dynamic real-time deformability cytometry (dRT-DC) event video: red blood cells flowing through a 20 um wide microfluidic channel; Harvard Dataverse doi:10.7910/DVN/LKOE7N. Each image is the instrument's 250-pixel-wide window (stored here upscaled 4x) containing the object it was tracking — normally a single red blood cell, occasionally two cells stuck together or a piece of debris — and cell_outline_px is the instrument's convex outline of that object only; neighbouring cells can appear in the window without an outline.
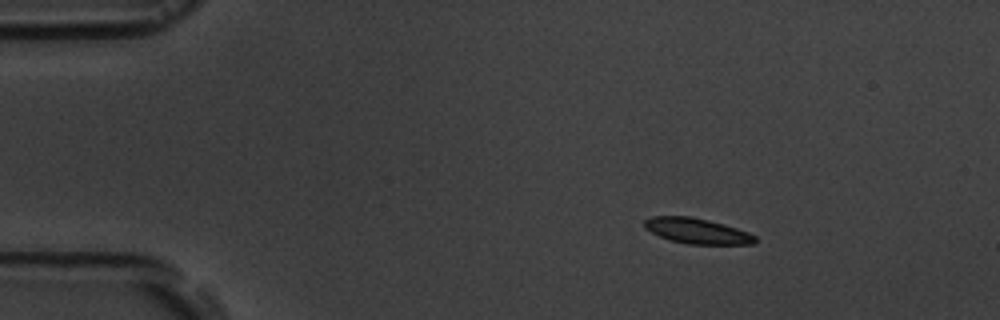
{"species": "common noctule bat (a hibernating species)", "species_latin": "Nyctalus noctula", "temperature_condition": "room temperature", "stored_images_in_passage": 5, "camera_frame_rate_fps": 3000, "um_per_image_px": 0.085, "animal": {"sex": "male", "body_mass_g": 19.5, "forearm_length_mm": 54.6}, "frame": {"image": 1, "passage_image": 2, "time_ms": 1.0, "image_size_px": [1000, 320], "cell_outline_px": [[756, 240], [752, 244], [688, 244], [668, 240], [644, 228], [644, 220], [652, 216], [692, 216], [724, 224], [748, 232], [756, 236]], "centroid_in_image_um": [59.22, 19.62], "position_along_channel_um": 25.8, "area_um2": 16.42}}
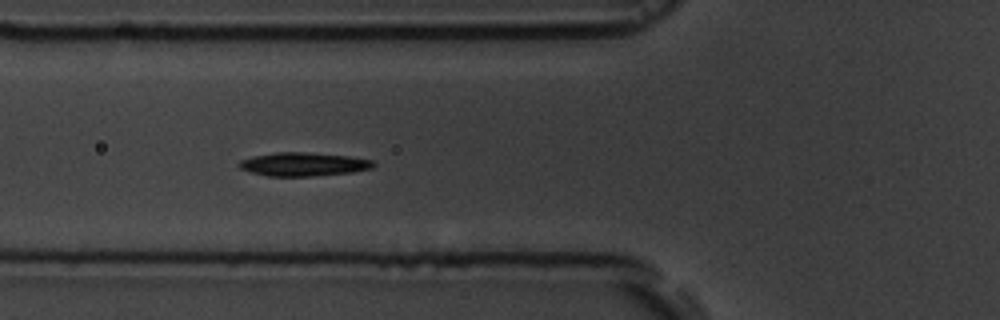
{"frame": {"image": 2, "passage_image": 5, "time_ms": 5.0, "image_size_px": [1000, 320], "cell_outline_px": [[376, 164], [372, 168], [352, 172], [312, 176], [268, 176], [252, 172], [240, 168], [236, 164], [240, 160], [252, 156], [276, 152], [304, 152], [348, 156], [372, 160]], "centroid_in_image_um": [25.76, 13.96], "position_along_channel_um": 100.0, "area_um2": 18.38}}